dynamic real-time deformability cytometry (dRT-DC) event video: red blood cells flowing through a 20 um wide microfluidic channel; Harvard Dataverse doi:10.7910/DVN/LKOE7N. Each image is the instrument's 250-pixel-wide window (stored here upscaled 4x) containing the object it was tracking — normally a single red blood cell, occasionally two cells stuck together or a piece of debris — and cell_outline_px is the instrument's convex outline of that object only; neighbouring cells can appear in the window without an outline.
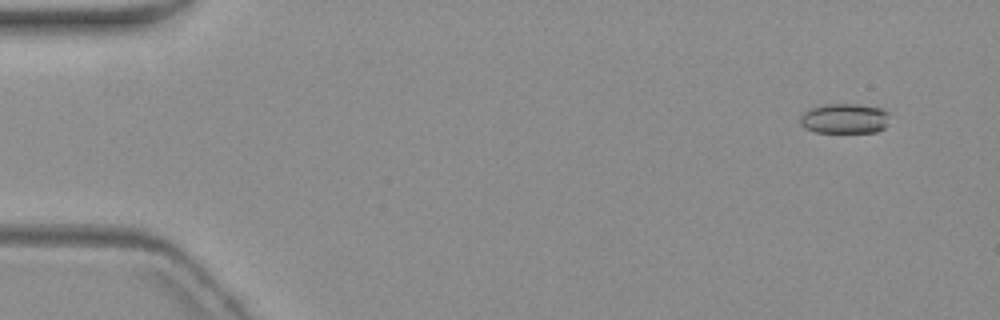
{"species": "common noctule bat (a hibernating species)", "species_latin": "Nyctalus noctula", "temperature_condition": "warm", "stored_images_in_passage": 6, "camera_frame_rate_fps": 3000, "um_per_image_px": 0.085, "animal": {"sex": "female", "body_mass_g": 19.3, "forearm_length_mm": 54.1}, "frame": {"image": 1, "passage_image": 2, "time_ms": 1.333, "image_size_px": [1000, 320], "cell_outline_px": [[888, 116], [884, 128], [876, 132], [816, 132], [804, 128], [800, 124], [800, 116], [804, 112], [812, 108], [824, 104], [856, 104], [880, 108], [888, 112]], "centroid_in_image_um": [71.76, 10.08], "position_along_channel_um": 13.2, "area_um2": 15.55}}
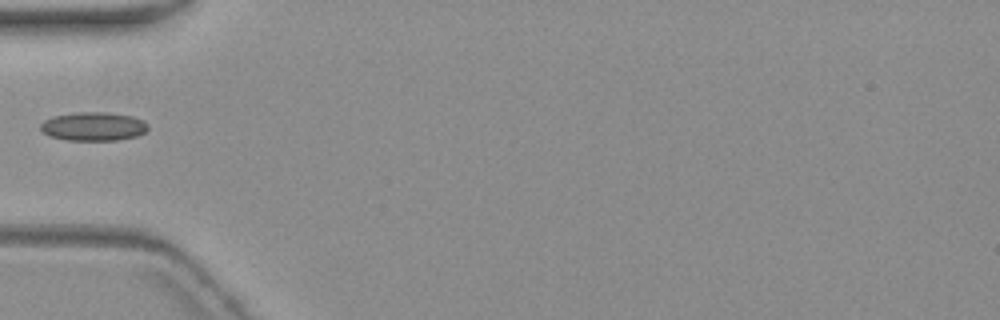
{"frame": {"image": 2, "passage_image": 6, "time_ms": 6.667, "image_size_px": [1000, 320], "cell_outline_px": [[148, 128], [144, 132], [136, 136], [116, 140], [68, 140], [48, 136], [40, 128], [40, 124], [44, 120], [52, 116], [80, 112], [104, 112], [132, 116], [148, 124]], "centroid_in_image_um": [7.91, 10.75], "position_along_channel_um": 77.1, "area_um2": 17.8}}